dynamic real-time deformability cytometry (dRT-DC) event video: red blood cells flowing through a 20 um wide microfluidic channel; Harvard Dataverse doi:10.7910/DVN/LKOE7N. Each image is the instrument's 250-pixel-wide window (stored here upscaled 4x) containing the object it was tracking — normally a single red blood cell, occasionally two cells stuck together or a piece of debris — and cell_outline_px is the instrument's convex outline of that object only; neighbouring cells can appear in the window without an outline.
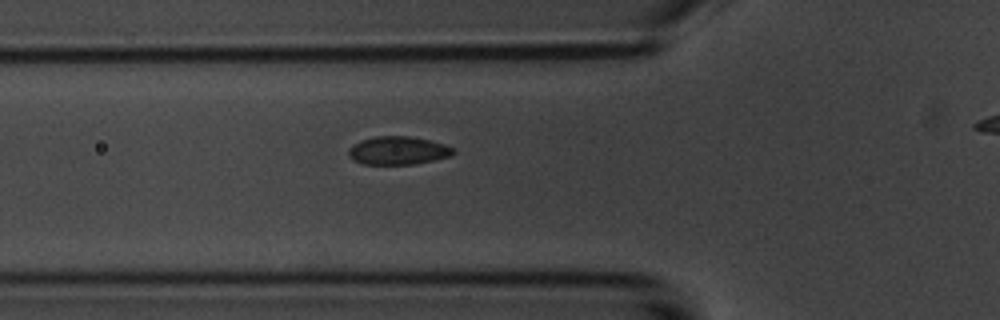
{"species": "common noctule bat (a hibernating species)", "species_latin": "Nyctalus noctula", "temperature_condition": "room temperature", "stored_images_in_passage": 6, "segment_of_instrument_passage": [1, 2], "camera_frame_rate_fps": 3000, "um_per_image_px": 0.085, "animal": {"sex": "male", "body_mass_g": 20.1, "forearm_length_mm": 53.5}, "frame": {"image": 1, "passage_image": 5, "time_ms": 5.667, "image_size_px": [1000, 320], "cell_outline_px": [[456, 152], [452, 156], [412, 164], [364, 164], [348, 156], [348, 148], [360, 140], [376, 136], [408, 136], [428, 140], [444, 144], [456, 148]], "centroid_in_image_um": [33.85, 12.79], "position_along_channel_um": 91.9, "area_um2": 17.17}}